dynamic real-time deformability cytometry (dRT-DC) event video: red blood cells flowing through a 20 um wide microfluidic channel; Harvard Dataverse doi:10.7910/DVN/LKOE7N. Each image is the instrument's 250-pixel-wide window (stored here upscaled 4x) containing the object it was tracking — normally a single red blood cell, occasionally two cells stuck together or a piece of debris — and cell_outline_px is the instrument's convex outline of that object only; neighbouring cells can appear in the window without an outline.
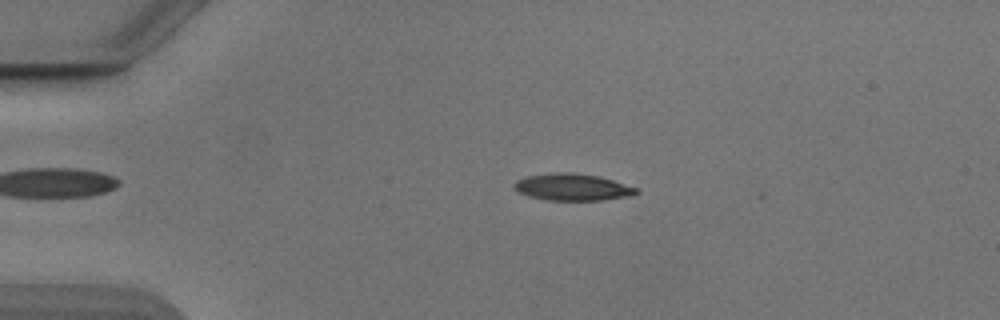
{"species": "Egyptian fruit bat (a non-hibernating species)", "species_latin": "Rousettus aegyptiacus", "temperature_condition": "cold", "stored_images_in_passage": 52, "camera_frame_rate_fps": 3000, "um_per_image_px": 0.085, "animal": {"sex": "male"}, "frame": {"image": 1, "passage_image": 11, "time_ms": 3.333, "image_size_px": [1000, 320], "cell_outline_px": [[640, 192], [632, 196], [604, 200], [548, 200], [528, 196], [512, 188], [512, 184], [516, 180], [528, 176], [552, 172], [576, 172], [600, 176], [636, 188]], "centroid_in_image_um": [48.65, 15.9], "position_along_channel_um": 36.4, "area_um2": 19.31}}
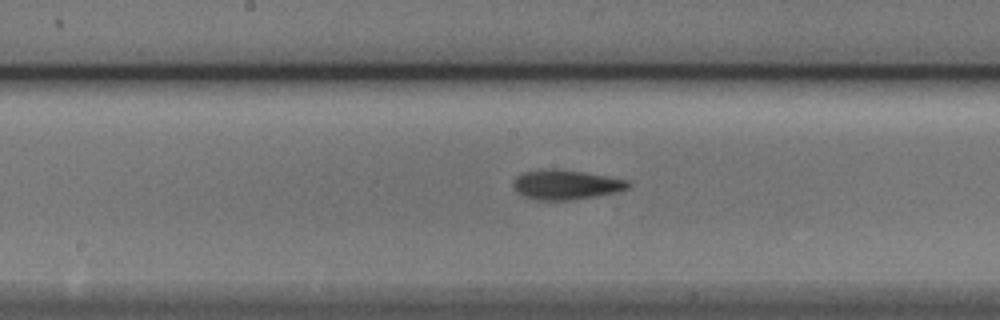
{"frame": {"image": 2, "passage_image": 27, "time_ms": 8.667, "image_size_px": [1000, 320], "cell_outline_px": [[632, 184], [628, 188], [616, 192], [596, 196], [568, 200], [536, 200], [524, 196], [516, 192], [512, 184], [512, 180], [516, 176], [524, 172], [540, 168], [556, 168], [584, 172], [628, 180]], "centroid_in_image_um": [48.06, 15.68], "position_along_channel_um": 200.1, "area_um2": 20.11}}
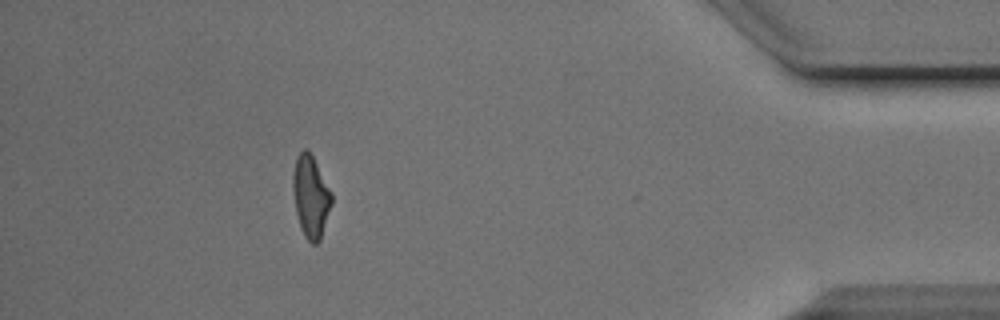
{"frame": {"image": 3, "passage_image": 47, "time_ms": 15.333, "image_size_px": [1000, 320], "cell_outline_px": [[332, 204], [320, 240], [316, 244], [312, 244], [304, 236], [300, 228], [296, 212], [292, 188], [292, 176], [296, 156], [304, 148], [308, 148], [332, 192]], "centroid_in_image_um": [26.4, 16.69], "position_along_channel_um": 408.8, "area_um2": 18.67}, "authors_computed_cell_mechanics": {"area_um2": 18.9295, "velocity_mm_per_s": 3.8931, "shape_relaxation_time_tau1_ms": 4.3763, "shape_relaxation_time_tau2_ms": 4.8928, "deformation_change_tau1": 0.1582, "deformation_change_tau2": 0.1436}}